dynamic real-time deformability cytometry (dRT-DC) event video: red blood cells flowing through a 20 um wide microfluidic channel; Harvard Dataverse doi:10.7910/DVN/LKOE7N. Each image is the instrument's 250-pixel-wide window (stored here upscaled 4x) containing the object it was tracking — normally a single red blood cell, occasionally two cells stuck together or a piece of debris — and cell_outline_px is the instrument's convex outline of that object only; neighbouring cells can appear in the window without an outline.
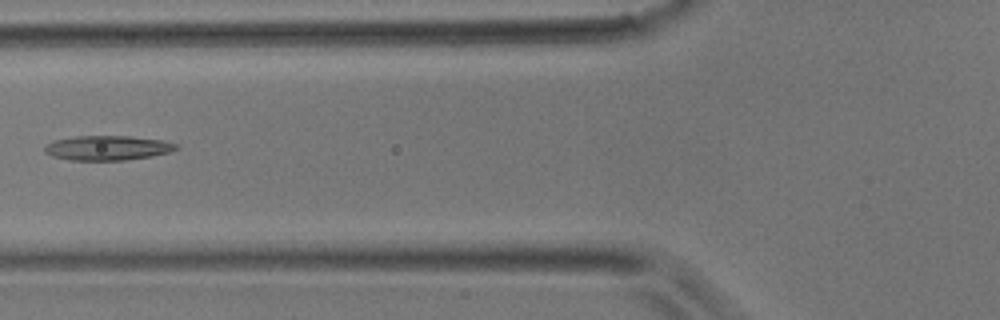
{"species": "common noctule bat (a hibernating species)", "species_latin": "Nyctalus noctula", "temperature_condition": "room temperature", "stored_images_in_passage": 5, "camera_frame_rate_fps": 3000, "um_per_image_px": 0.085, "animal": {"sex": "male", "body_mass_g": 17.9}, "frame": {"image": 1, "passage_image": 5, "time_ms": 1.333, "image_size_px": [1000, 320], "cell_outline_px": [[180, 148], [168, 152], [152, 156], [124, 160], [68, 160], [52, 156], [44, 152], [44, 148], [48, 144], [56, 140], [76, 136], [128, 136], [160, 140], [176, 144]], "centroid_in_image_um": [9.12, 12.58], "position_along_channel_um": 116.7, "area_um2": 18.67}}